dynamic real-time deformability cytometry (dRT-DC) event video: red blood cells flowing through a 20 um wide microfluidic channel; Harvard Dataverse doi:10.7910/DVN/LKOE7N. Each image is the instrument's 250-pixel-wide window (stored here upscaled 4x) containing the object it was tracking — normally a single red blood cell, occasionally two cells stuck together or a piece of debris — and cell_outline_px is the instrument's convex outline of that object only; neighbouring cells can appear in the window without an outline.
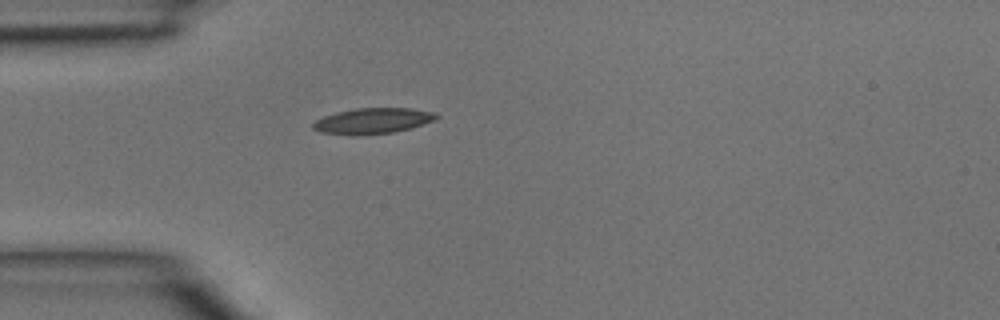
{"species": "common noctule bat (a hibernating species)", "species_latin": "Nyctalus noctula", "temperature_condition": "room temperature", "stored_images_in_passage": 1, "camera_frame_rate_fps": 3000, "um_per_image_px": 0.085, "animal": {"sex": "male", "body_mass_g": 15.6}, "frame": {"image": 1, "passage_image": 1, "time_ms": 0.0, "image_size_px": [1000, 320], "cell_outline_px": [[440, 116], [436, 120], [412, 128], [392, 132], [320, 132], [312, 128], [312, 124], [316, 120], [324, 116], [336, 112], [356, 108], [412, 108], [436, 112]], "centroid_in_image_um": [31.8, 10.21], "position_along_channel_um": 53.2, "area_um2": 17.69}}